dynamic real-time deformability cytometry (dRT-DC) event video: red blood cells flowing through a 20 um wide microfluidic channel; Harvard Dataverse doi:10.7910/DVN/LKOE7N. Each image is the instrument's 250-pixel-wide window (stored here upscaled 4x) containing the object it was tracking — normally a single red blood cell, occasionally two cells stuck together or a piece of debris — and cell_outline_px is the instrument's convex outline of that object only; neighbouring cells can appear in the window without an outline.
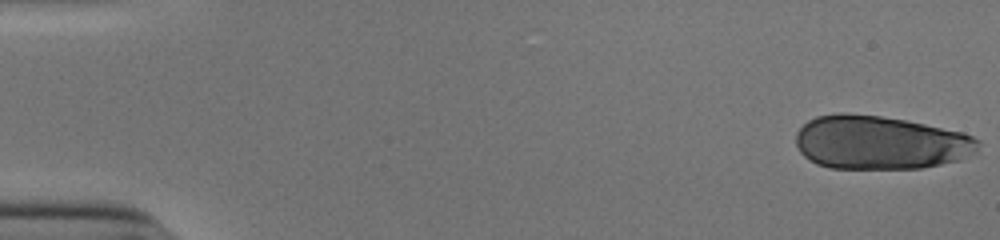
{"species": "human", "species_latin": "Homo sapiens", "temperature_condition": "cold", "stored_images_in_passage": 52, "camera_frame_rate_fps": 3000, "um_per_image_px": 0.085, "donor": {"sex": "male"}, "frame": {"image": 1, "passage_image": 1, "time_ms": 0.0, "image_size_px": [1000, 240], "cell_outline_px": [[980, 144], [976, 152], [960, 160], [920, 168], [828, 168], [816, 164], [804, 156], [800, 152], [796, 144], [796, 132], [808, 120], [816, 116], [840, 112], [844, 112], [880, 116], [904, 120], [964, 132], [980, 140]], "centroid_in_image_um": [74.8, 12.11], "position_along_channel_um": 10.2, "area_um2": 57.16}}
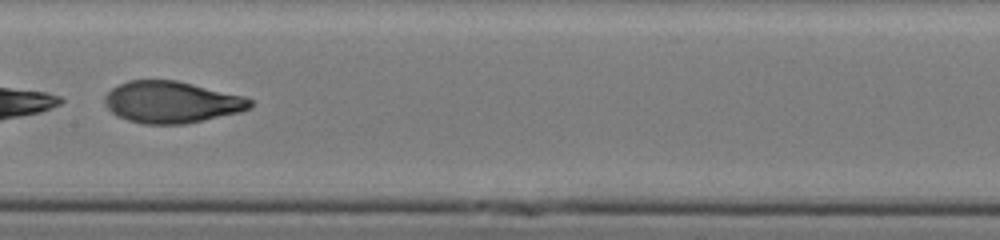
{"frame": {"image": 2, "passage_image": 28, "time_ms": 9.0, "image_size_px": [1000, 240], "cell_outline_px": [[252, 108], [240, 112], [184, 124], [144, 124], [128, 120], [112, 112], [108, 108], [108, 92], [112, 88], [128, 80], [176, 80], [244, 96], [252, 100]], "centroid_in_image_um": [14.64, 8.68], "position_along_channel_um": 192.8, "area_um2": 34.85}}
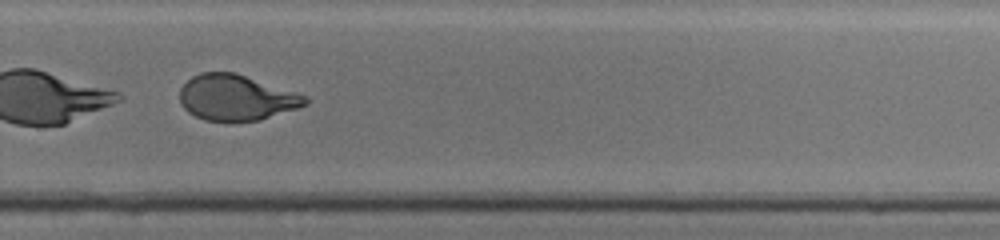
{"frame": {"image": 3, "passage_image": 37, "time_ms": 12.0, "image_size_px": [1000, 240], "cell_outline_px": [[308, 104], [260, 120], [232, 124], [228, 124], [204, 120], [188, 112], [180, 104], [180, 88], [192, 76], [200, 72], [236, 72], [308, 96]], "centroid_in_image_um": [20.06, 8.33], "position_along_channel_um": 309.7, "area_um2": 34.1}}